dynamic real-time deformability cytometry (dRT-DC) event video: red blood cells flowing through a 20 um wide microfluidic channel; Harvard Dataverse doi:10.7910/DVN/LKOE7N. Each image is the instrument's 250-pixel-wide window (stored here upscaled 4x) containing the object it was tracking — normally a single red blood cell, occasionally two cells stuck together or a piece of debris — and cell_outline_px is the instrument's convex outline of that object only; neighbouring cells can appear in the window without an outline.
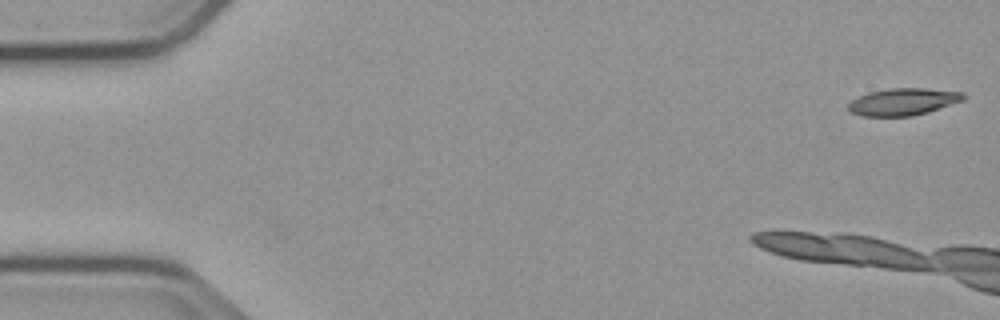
{"species": "common noctule bat (a hibernating species)", "species_latin": "Nyctalus noctula", "temperature_condition": "cold", "stored_images_in_passage": 8, "camera_frame_rate_fps": 3000, "um_per_image_px": 0.085, "animal": {"sex": "male", "body_mass_g": 23.1, "forearm_length_mm": 52.7}, "frame": {"image": 1, "passage_image": 1, "time_ms": 0.0, "image_size_px": [1000, 320], "cell_outline_px": [[964, 100], [928, 112], [912, 116], [860, 116], [852, 112], [848, 108], [848, 104], [852, 100], [868, 92], [892, 88], [924, 88], [964, 92]], "centroid_in_image_um": [76.77, 8.65], "position_along_channel_um": 8.2, "area_um2": 18.09}}